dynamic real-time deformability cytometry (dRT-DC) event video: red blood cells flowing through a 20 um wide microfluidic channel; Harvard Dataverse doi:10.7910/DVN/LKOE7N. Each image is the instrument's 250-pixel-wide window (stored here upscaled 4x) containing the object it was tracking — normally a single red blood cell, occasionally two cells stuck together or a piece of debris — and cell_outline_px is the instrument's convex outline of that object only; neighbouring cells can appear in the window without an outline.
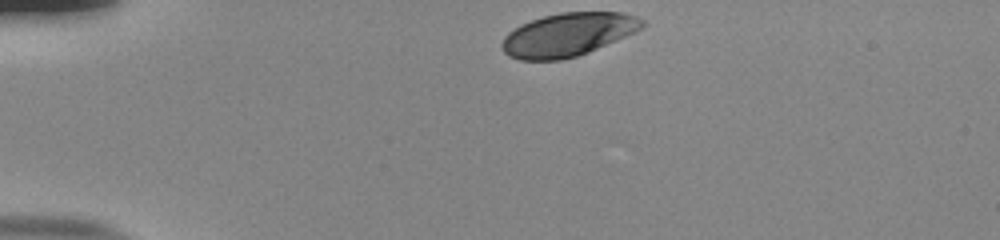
{"species": "human", "species_latin": "Homo sapiens", "temperature_condition": "room temperature", "stored_images_in_passage": 35, "camera_frame_rate_fps": 3000, "um_per_image_px": 0.085, "donor": {"sex": "male"}, "frame": {"image": 1, "passage_image": 1, "time_ms": 0.0, "image_size_px": [1000, 240], "cell_outline_px": [[644, 24], [636, 32], [588, 52], [576, 56], [560, 60], [520, 60], [508, 56], [500, 48], [500, 44], [504, 36], [508, 32], [520, 24], [544, 16], [560, 12], [624, 12], [636, 16], [644, 20]], "centroid_in_image_um": [48.24, 2.94], "position_along_channel_um": 36.8, "area_um2": 35.49}}
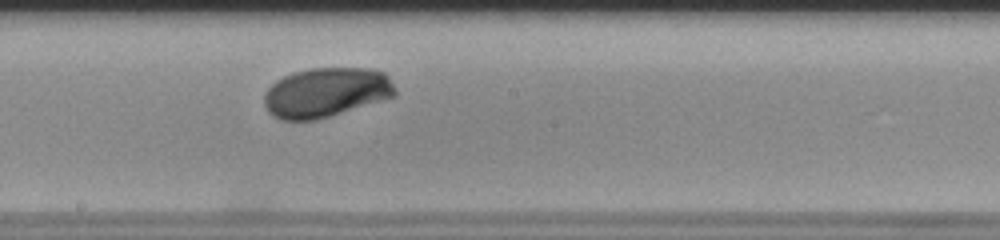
{"frame": {"image": 2, "passage_image": 20, "time_ms": 6.333, "image_size_px": [1000, 240], "cell_outline_px": [[396, 96], [316, 120], [280, 120], [272, 116], [268, 112], [264, 104], [264, 92], [276, 80], [292, 72], [312, 68], [368, 68], [384, 72], [388, 76], [396, 88]], "centroid_in_image_um": [27.7, 7.85], "position_along_channel_um": 220.5, "area_um2": 38.03}}
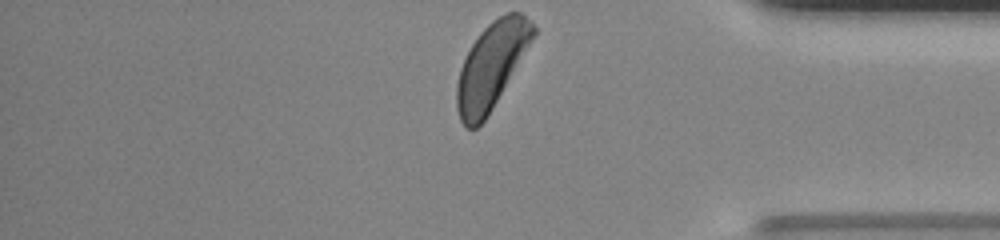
{"frame": {"image": 3, "passage_image": 35, "time_ms": 11.333, "image_size_px": [1000, 240], "cell_outline_px": [[536, 32], [492, 108], [484, 120], [476, 128], [468, 128], [460, 120], [456, 108], [456, 84], [460, 68], [472, 44], [480, 32], [492, 20], [504, 12], [520, 12], [532, 20], [536, 28]], "centroid_in_image_um": [41.75, 5.55], "position_along_channel_um": 393.5, "area_um2": 37.51}, "authors_computed_cell_mechanics": {"area_um2": 37.4544, "velocity_mm_per_s": 3.7949, "shape_relaxation_time_tau1_ms": 2.8686, "shape_relaxation_time_tau2_ms": null, "deformation_change_tau1": 0.1458, "deformation_change_tau2": null}}